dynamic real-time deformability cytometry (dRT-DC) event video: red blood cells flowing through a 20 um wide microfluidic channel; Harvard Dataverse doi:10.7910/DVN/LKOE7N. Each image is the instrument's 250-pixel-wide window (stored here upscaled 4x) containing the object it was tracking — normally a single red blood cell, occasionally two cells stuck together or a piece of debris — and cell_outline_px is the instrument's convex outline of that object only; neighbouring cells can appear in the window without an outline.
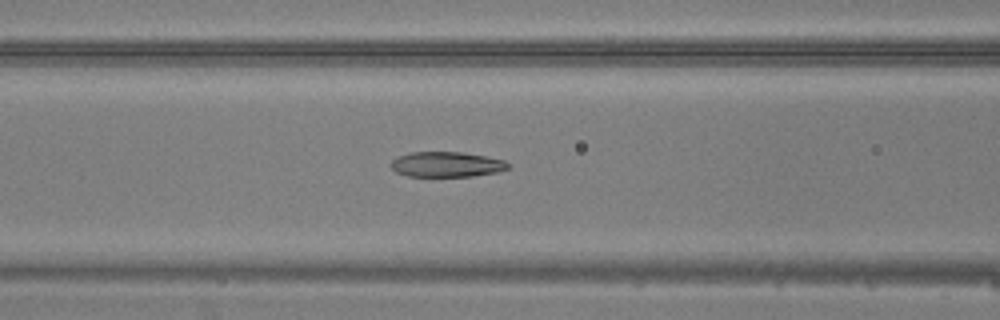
{"species": "common noctule bat (a hibernating species)", "species_latin": "Nyctalus noctula", "temperature_condition": "warm", "stored_images_in_passage": 41, "camera_frame_rate_fps": 3000, "um_per_image_px": 0.085, "animal": {"sex": "male", "body_mass_g": 20.5, "forearm_length_mm": 52.5}, "frame": {"image": 1, "passage_image": 16, "time_ms": 5.0, "image_size_px": [1000, 320], "cell_outline_px": [[512, 164], [508, 168], [500, 172], [472, 176], [408, 176], [396, 172], [388, 164], [396, 156], [412, 152], [464, 152], [504, 160]], "centroid_in_image_um": [37.96, 13.97], "position_along_channel_um": 128.6, "area_um2": 17.4}}
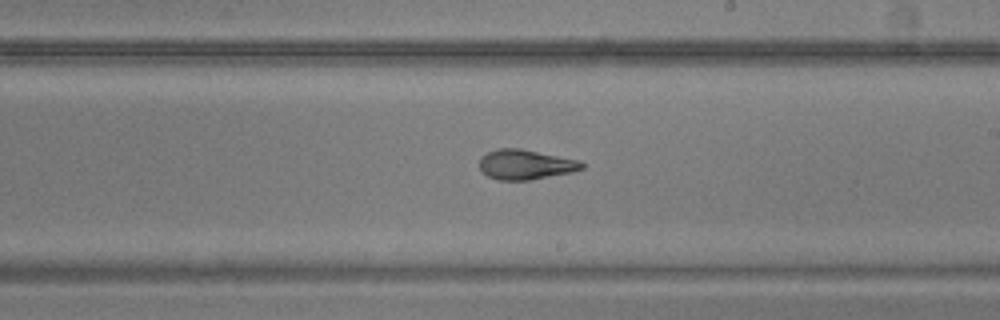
{"frame": {"image": 2, "passage_image": 24, "time_ms": 7.667, "image_size_px": [1000, 320], "cell_outline_px": [[584, 168], [572, 172], [528, 180], [496, 180], [480, 172], [480, 156], [496, 148], [520, 148], [580, 160], [584, 164]], "centroid_in_image_um": [44.64, 13.98], "position_along_channel_um": 244.4, "area_um2": 17.98}}
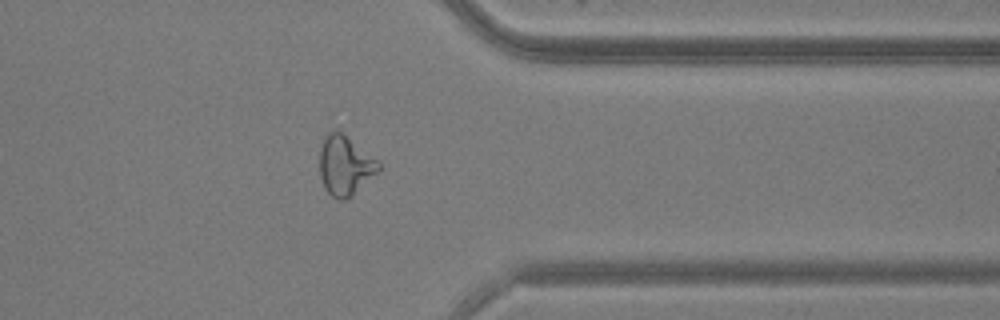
{"frame": {"image": 3, "passage_image": 34, "time_ms": 11.0, "image_size_px": [1000, 320], "cell_outline_px": [[380, 168], [376, 172], [344, 200], [336, 200], [324, 188], [320, 176], [320, 148], [328, 132], [336, 128], [380, 160]], "centroid_in_image_um": [29.31, 14.02], "position_along_channel_um": 382.1, "area_um2": 20.17}}